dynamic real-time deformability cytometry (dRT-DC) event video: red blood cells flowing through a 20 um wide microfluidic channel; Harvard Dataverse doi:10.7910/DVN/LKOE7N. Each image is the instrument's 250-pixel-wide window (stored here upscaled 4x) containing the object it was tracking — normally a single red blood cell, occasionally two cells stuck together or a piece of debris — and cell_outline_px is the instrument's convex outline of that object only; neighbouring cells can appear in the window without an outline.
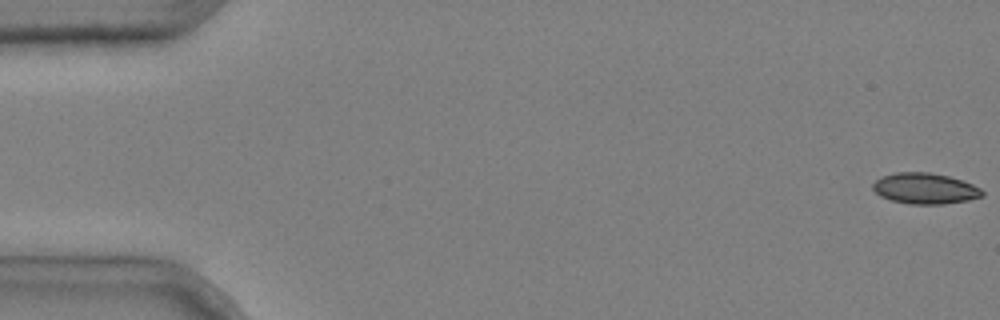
{"species": "common noctule bat (a hibernating species)", "species_latin": "Nyctalus noctula", "temperature_condition": "cold", "stored_images_in_passage": 8, "camera_frame_rate_fps": 3000, "um_per_image_px": 0.085, "animal": {"sex": "male", "body_mass_g": 20.4}, "frame": {"image": 1, "passage_image": 1, "time_ms": 0.0, "image_size_px": [1000, 320], "cell_outline_px": [[984, 196], [968, 200], [944, 204], [908, 204], [892, 200], [880, 196], [872, 188], [872, 184], [880, 176], [896, 172], [932, 172], [964, 180], [980, 188], [984, 192]], "centroid_in_image_um": [78.63, 16.01], "position_along_channel_um": 6.4, "area_um2": 19.88}}